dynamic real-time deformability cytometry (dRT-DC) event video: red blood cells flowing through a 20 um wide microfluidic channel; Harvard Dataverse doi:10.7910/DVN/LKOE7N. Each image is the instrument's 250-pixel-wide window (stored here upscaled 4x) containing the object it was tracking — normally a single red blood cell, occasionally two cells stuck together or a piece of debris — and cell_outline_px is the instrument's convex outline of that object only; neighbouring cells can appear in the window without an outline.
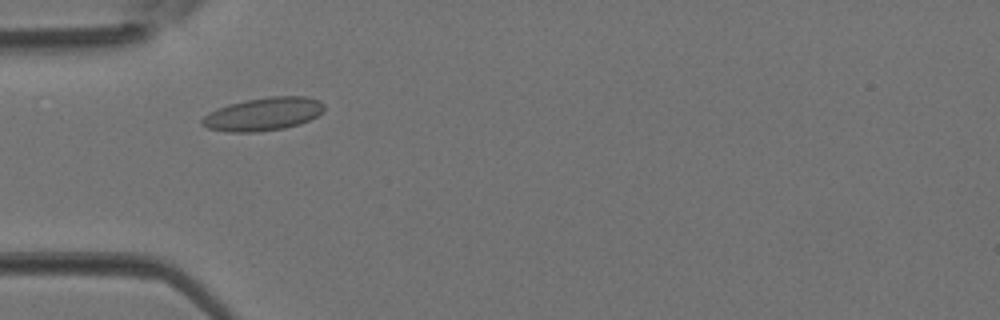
{"species": "Egyptian fruit bat (a non-hibernating species)", "species_latin": "Rousettus aegyptiacus", "temperature_condition": "room temperature", "stored_images_in_passage": 6, "camera_frame_rate_fps": 3000, "um_per_image_px": 0.085, "animal": {"sex": "female"}, "frame": {"image": 1, "passage_image": 6, "time_ms": 1.667, "image_size_px": [1000, 320], "cell_outline_px": [[324, 108], [316, 116], [300, 124], [284, 128], [256, 132], [232, 132], [208, 128], [200, 124], [200, 120], [208, 112], [216, 108], [228, 104], [244, 100], [268, 96], [304, 96], [320, 100], [324, 104]], "centroid_in_image_um": [22.34, 9.68], "position_along_channel_um": 62.7, "area_um2": 23.64}}